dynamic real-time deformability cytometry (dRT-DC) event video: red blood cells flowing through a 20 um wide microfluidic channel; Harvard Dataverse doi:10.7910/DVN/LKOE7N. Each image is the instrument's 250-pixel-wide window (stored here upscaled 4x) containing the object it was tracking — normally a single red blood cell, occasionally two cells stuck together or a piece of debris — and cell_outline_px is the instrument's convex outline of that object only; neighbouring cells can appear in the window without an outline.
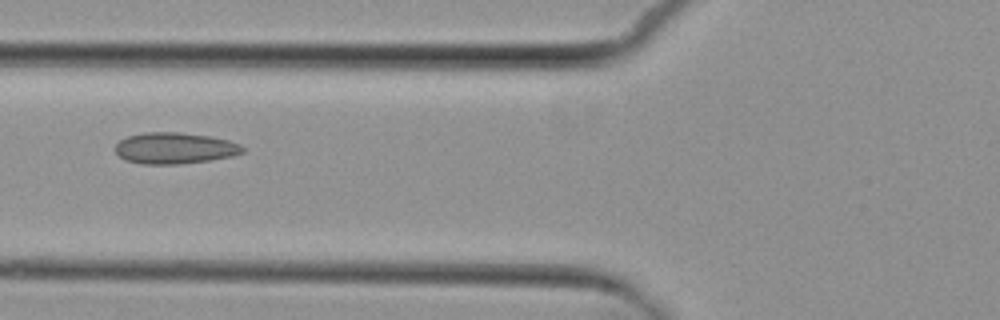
{"species": "common noctule bat (a hibernating species)", "species_latin": "Nyctalus noctula", "temperature_condition": "cold", "stored_images_in_passage": 7, "camera_frame_rate_fps": 3000, "um_per_image_px": 0.085, "animal": {"sex": "female", "body_mass_g": 29.2, "forearm_length_mm": 56.3}, "frame": {"image": 1, "passage_image": 6, "time_ms": 6.0, "image_size_px": [1000, 320], "cell_outline_px": [[244, 152], [232, 156], [208, 160], [180, 164], [144, 164], [124, 160], [116, 152], [116, 144], [120, 140], [128, 136], [148, 132], [180, 132], [208, 136], [228, 140], [240, 144], [244, 148]], "centroid_in_image_um": [14.85, 12.59], "position_along_channel_um": 110.9, "area_um2": 23.06}}
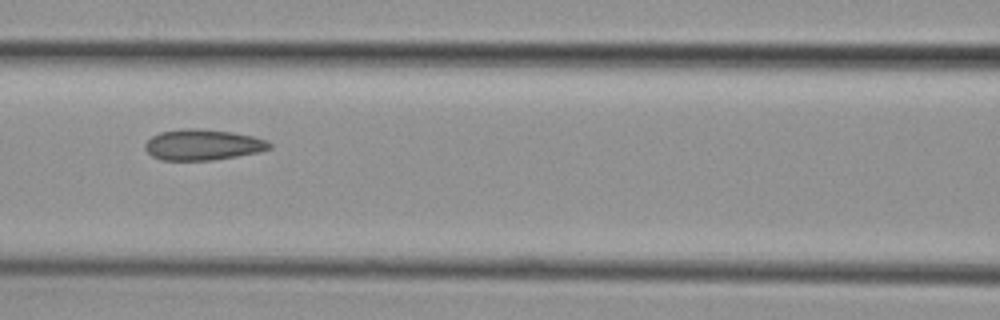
{"frame": {"image": 2, "passage_image": 7, "time_ms": 7.0, "image_size_px": [1000, 320], "cell_outline_px": [[272, 148], [260, 152], [212, 160], [160, 160], [152, 156], [144, 148], [144, 144], [152, 136], [160, 132], [180, 128], [200, 128], [232, 132], [252, 136], [268, 140], [272, 144]], "centroid_in_image_um": [17.24, 12.3], "position_along_channel_um": 149.4, "area_um2": 22.54}}